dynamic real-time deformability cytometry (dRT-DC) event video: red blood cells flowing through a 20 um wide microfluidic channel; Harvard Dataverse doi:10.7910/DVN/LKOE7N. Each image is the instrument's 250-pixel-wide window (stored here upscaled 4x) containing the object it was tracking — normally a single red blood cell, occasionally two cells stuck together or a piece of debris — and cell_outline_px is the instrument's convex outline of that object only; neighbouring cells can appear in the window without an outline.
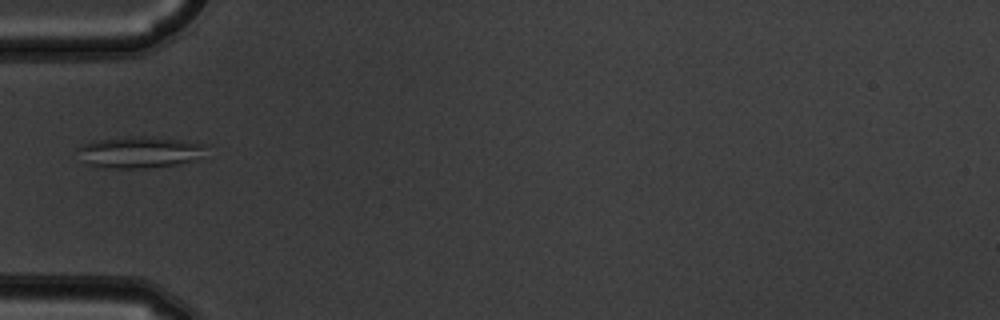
{"species": "common noctule bat (a hibernating species)", "species_latin": "Nyctalus noctula", "temperature_condition": "warm", "stored_images_in_passage": 7, "camera_frame_rate_fps": 3000, "um_per_image_px": 0.085, "animal": {"sex": "male", "body_mass_g": 19.5, "forearm_length_mm": 54.6}, "frame": {"image": 1, "passage_image": 6, "time_ms": 1.667, "image_size_px": [1000, 320], "cell_outline_px": [[208, 144], [196, 160], [176, 164], [144, 168], [104, 168], [84, 164], [76, 148], [92, 140], [124, 136], [152, 136]], "centroid_in_image_um": [11.79, 12.92], "position_along_channel_um": 73.2, "area_um2": 23.81}}
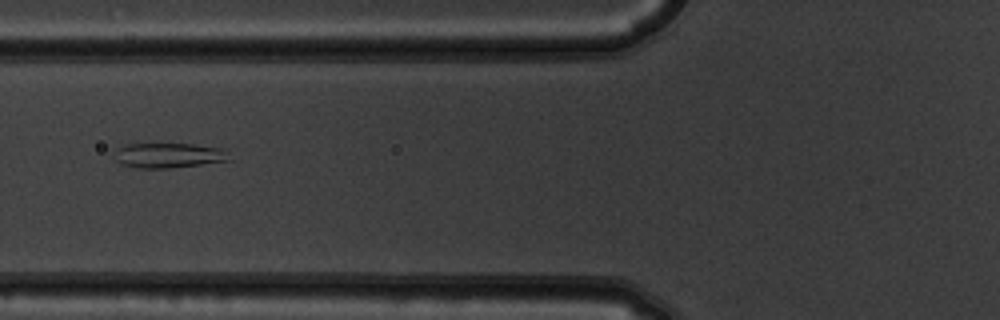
{"frame": {"image": 2, "passage_image": 7, "time_ms": 2.0, "image_size_px": [1000, 320], "cell_outline_px": [[232, 160], [168, 168], [140, 168], [120, 164], [116, 160], [116, 148], [128, 144], [192, 144], [220, 148]], "centroid_in_image_um": [14.29, 13.21], "position_along_channel_um": 111.5, "area_um2": 16.36}}